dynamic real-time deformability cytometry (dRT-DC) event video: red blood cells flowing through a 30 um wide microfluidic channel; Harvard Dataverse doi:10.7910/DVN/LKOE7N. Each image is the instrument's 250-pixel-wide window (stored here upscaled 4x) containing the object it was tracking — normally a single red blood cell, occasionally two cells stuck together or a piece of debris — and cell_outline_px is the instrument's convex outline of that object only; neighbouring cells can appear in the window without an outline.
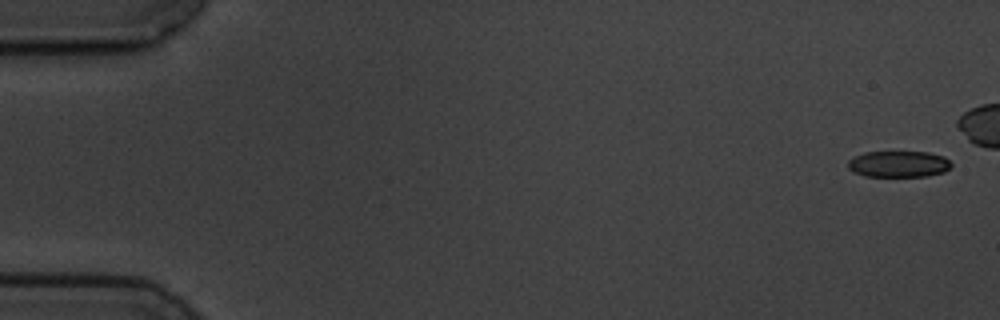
{"species": "common noctule bat (a hibernating species)", "species_latin": "Nyctalus noctula", "temperature_condition": "cold", "stored_images_in_passage": 7, "camera_frame_rate_fps": 3000, "um_per_image_px": 0.085, "animal": {"sex": "male", "body_mass_g": 19.5, "forearm_length_mm": 54.6}, "frame": {"image": 1, "passage_image": 1, "time_ms": 0.0, "image_size_px": [1000, 320], "cell_outline_px": [[952, 164], [944, 172], [928, 176], [864, 176], [848, 168], [848, 160], [852, 156], [864, 152], [928, 152], [944, 156]], "centroid_in_image_um": [76.37, 13.94], "position_along_channel_um": 8.6, "area_um2": 15.84}}